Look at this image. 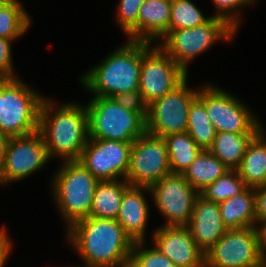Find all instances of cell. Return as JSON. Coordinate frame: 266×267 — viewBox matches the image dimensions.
<instances>
[{
  "instance_id": "obj_1",
  "label": "cell",
  "mask_w": 266,
  "mask_h": 267,
  "mask_svg": "<svg viewBox=\"0 0 266 267\" xmlns=\"http://www.w3.org/2000/svg\"><path fill=\"white\" fill-rule=\"evenodd\" d=\"M67 238L89 267L128 263L134 243L117 220L93 217L81 219L67 228Z\"/></svg>"
},
{
  "instance_id": "obj_2",
  "label": "cell",
  "mask_w": 266,
  "mask_h": 267,
  "mask_svg": "<svg viewBox=\"0 0 266 267\" xmlns=\"http://www.w3.org/2000/svg\"><path fill=\"white\" fill-rule=\"evenodd\" d=\"M39 132L43 135L49 157L79 160L89 140L86 107L76 103L56 107L53 101L44 98L39 113Z\"/></svg>"
},
{
  "instance_id": "obj_3",
  "label": "cell",
  "mask_w": 266,
  "mask_h": 267,
  "mask_svg": "<svg viewBox=\"0 0 266 267\" xmlns=\"http://www.w3.org/2000/svg\"><path fill=\"white\" fill-rule=\"evenodd\" d=\"M142 41L128 40L103 62L81 76L80 83L95 96L110 97L139 90Z\"/></svg>"
},
{
  "instance_id": "obj_4",
  "label": "cell",
  "mask_w": 266,
  "mask_h": 267,
  "mask_svg": "<svg viewBox=\"0 0 266 267\" xmlns=\"http://www.w3.org/2000/svg\"><path fill=\"white\" fill-rule=\"evenodd\" d=\"M52 179L53 196L69 228L89 217L94 191L99 182L78 160L64 161Z\"/></svg>"
},
{
  "instance_id": "obj_5",
  "label": "cell",
  "mask_w": 266,
  "mask_h": 267,
  "mask_svg": "<svg viewBox=\"0 0 266 267\" xmlns=\"http://www.w3.org/2000/svg\"><path fill=\"white\" fill-rule=\"evenodd\" d=\"M89 138L133 143L146 132V120L126 110L113 98L94 96L85 106Z\"/></svg>"
},
{
  "instance_id": "obj_6",
  "label": "cell",
  "mask_w": 266,
  "mask_h": 267,
  "mask_svg": "<svg viewBox=\"0 0 266 267\" xmlns=\"http://www.w3.org/2000/svg\"><path fill=\"white\" fill-rule=\"evenodd\" d=\"M236 32L227 21L213 15L206 23L197 27L169 31L161 39L159 46L187 73V66L192 59L218 39L230 41Z\"/></svg>"
},
{
  "instance_id": "obj_7",
  "label": "cell",
  "mask_w": 266,
  "mask_h": 267,
  "mask_svg": "<svg viewBox=\"0 0 266 267\" xmlns=\"http://www.w3.org/2000/svg\"><path fill=\"white\" fill-rule=\"evenodd\" d=\"M15 78L0 96V130L7 137L31 134L39 130L40 94Z\"/></svg>"
},
{
  "instance_id": "obj_8",
  "label": "cell",
  "mask_w": 266,
  "mask_h": 267,
  "mask_svg": "<svg viewBox=\"0 0 266 267\" xmlns=\"http://www.w3.org/2000/svg\"><path fill=\"white\" fill-rule=\"evenodd\" d=\"M142 41V65L139 91L148 106L177 87L187 73L157 45Z\"/></svg>"
},
{
  "instance_id": "obj_9",
  "label": "cell",
  "mask_w": 266,
  "mask_h": 267,
  "mask_svg": "<svg viewBox=\"0 0 266 267\" xmlns=\"http://www.w3.org/2000/svg\"><path fill=\"white\" fill-rule=\"evenodd\" d=\"M216 132L258 133L263 127L257 117L239 99L212 85L198 90Z\"/></svg>"
},
{
  "instance_id": "obj_10",
  "label": "cell",
  "mask_w": 266,
  "mask_h": 267,
  "mask_svg": "<svg viewBox=\"0 0 266 267\" xmlns=\"http://www.w3.org/2000/svg\"><path fill=\"white\" fill-rule=\"evenodd\" d=\"M49 159L43 135L39 130L24 136L10 137L0 159V183L6 185L29 177L40 170Z\"/></svg>"
},
{
  "instance_id": "obj_11",
  "label": "cell",
  "mask_w": 266,
  "mask_h": 267,
  "mask_svg": "<svg viewBox=\"0 0 266 267\" xmlns=\"http://www.w3.org/2000/svg\"><path fill=\"white\" fill-rule=\"evenodd\" d=\"M209 267H258L262 264L259 227L228 229L205 254Z\"/></svg>"
},
{
  "instance_id": "obj_12",
  "label": "cell",
  "mask_w": 266,
  "mask_h": 267,
  "mask_svg": "<svg viewBox=\"0 0 266 267\" xmlns=\"http://www.w3.org/2000/svg\"><path fill=\"white\" fill-rule=\"evenodd\" d=\"M187 77L172 91L147 106L146 132L158 137L186 132L189 109L198 91L188 88Z\"/></svg>"
},
{
  "instance_id": "obj_13",
  "label": "cell",
  "mask_w": 266,
  "mask_h": 267,
  "mask_svg": "<svg viewBox=\"0 0 266 267\" xmlns=\"http://www.w3.org/2000/svg\"><path fill=\"white\" fill-rule=\"evenodd\" d=\"M170 173L167 145L163 137L145 132L133 142L125 177L130 186L151 187Z\"/></svg>"
},
{
  "instance_id": "obj_14",
  "label": "cell",
  "mask_w": 266,
  "mask_h": 267,
  "mask_svg": "<svg viewBox=\"0 0 266 267\" xmlns=\"http://www.w3.org/2000/svg\"><path fill=\"white\" fill-rule=\"evenodd\" d=\"M154 204L165 216L162 226H186L192 217L194 204L199 195L183 174L170 173L150 187Z\"/></svg>"
},
{
  "instance_id": "obj_15",
  "label": "cell",
  "mask_w": 266,
  "mask_h": 267,
  "mask_svg": "<svg viewBox=\"0 0 266 267\" xmlns=\"http://www.w3.org/2000/svg\"><path fill=\"white\" fill-rule=\"evenodd\" d=\"M133 143L89 138L78 161L98 180H119L128 173Z\"/></svg>"
},
{
  "instance_id": "obj_16",
  "label": "cell",
  "mask_w": 266,
  "mask_h": 267,
  "mask_svg": "<svg viewBox=\"0 0 266 267\" xmlns=\"http://www.w3.org/2000/svg\"><path fill=\"white\" fill-rule=\"evenodd\" d=\"M154 246L177 267H203L205 254L186 226H161L153 235Z\"/></svg>"
},
{
  "instance_id": "obj_17",
  "label": "cell",
  "mask_w": 266,
  "mask_h": 267,
  "mask_svg": "<svg viewBox=\"0 0 266 267\" xmlns=\"http://www.w3.org/2000/svg\"><path fill=\"white\" fill-rule=\"evenodd\" d=\"M186 227L189 229L198 248L204 254H206L228 230L223 224L219 211V204L205 199L200 194L196 198L192 217Z\"/></svg>"
},
{
  "instance_id": "obj_18",
  "label": "cell",
  "mask_w": 266,
  "mask_h": 267,
  "mask_svg": "<svg viewBox=\"0 0 266 267\" xmlns=\"http://www.w3.org/2000/svg\"><path fill=\"white\" fill-rule=\"evenodd\" d=\"M143 190L145 192H151L150 187L140 186H130L124 192L119 214L116 219L133 242L145 241L149 206Z\"/></svg>"
},
{
  "instance_id": "obj_19",
  "label": "cell",
  "mask_w": 266,
  "mask_h": 267,
  "mask_svg": "<svg viewBox=\"0 0 266 267\" xmlns=\"http://www.w3.org/2000/svg\"><path fill=\"white\" fill-rule=\"evenodd\" d=\"M172 1L146 0L138 13V41L152 43L169 32Z\"/></svg>"
},
{
  "instance_id": "obj_20",
  "label": "cell",
  "mask_w": 266,
  "mask_h": 267,
  "mask_svg": "<svg viewBox=\"0 0 266 267\" xmlns=\"http://www.w3.org/2000/svg\"><path fill=\"white\" fill-rule=\"evenodd\" d=\"M236 170L246 187L256 188L266 185V138L264 128L251 139L240 166Z\"/></svg>"
},
{
  "instance_id": "obj_21",
  "label": "cell",
  "mask_w": 266,
  "mask_h": 267,
  "mask_svg": "<svg viewBox=\"0 0 266 267\" xmlns=\"http://www.w3.org/2000/svg\"><path fill=\"white\" fill-rule=\"evenodd\" d=\"M219 211L227 229L256 227L254 188L246 187L234 197L219 203Z\"/></svg>"
},
{
  "instance_id": "obj_22",
  "label": "cell",
  "mask_w": 266,
  "mask_h": 267,
  "mask_svg": "<svg viewBox=\"0 0 266 267\" xmlns=\"http://www.w3.org/2000/svg\"><path fill=\"white\" fill-rule=\"evenodd\" d=\"M129 187L126 180L99 181L94 191L89 217L116 220L122 197Z\"/></svg>"
},
{
  "instance_id": "obj_23",
  "label": "cell",
  "mask_w": 266,
  "mask_h": 267,
  "mask_svg": "<svg viewBox=\"0 0 266 267\" xmlns=\"http://www.w3.org/2000/svg\"><path fill=\"white\" fill-rule=\"evenodd\" d=\"M257 133L216 132L208 149L230 170H236L243 159L246 148Z\"/></svg>"
},
{
  "instance_id": "obj_24",
  "label": "cell",
  "mask_w": 266,
  "mask_h": 267,
  "mask_svg": "<svg viewBox=\"0 0 266 267\" xmlns=\"http://www.w3.org/2000/svg\"><path fill=\"white\" fill-rule=\"evenodd\" d=\"M229 170L209 150H201L190 166L184 171L183 175L189 184L197 192H200Z\"/></svg>"
},
{
  "instance_id": "obj_25",
  "label": "cell",
  "mask_w": 266,
  "mask_h": 267,
  "mask_svg": "<svg viewBox=\"0 0 266 267\" xmlns=\"http://www.w3.org/2000/svg\"><path fill=\"white\" fill-rule=\"evenodd\" d=\"M172 173L183 174L201 149L187 132L173 133L163 137Z\"/></svg>"
},
{
  "instance_id": "obj_26",
  "label": "cell",
  "mask_w": 266,
  "mask_h": 267,
  "mask_svg": "<svg viewBox=\"0 0 266 267\" xmlns=\"http://www.w3.org/2000/svg\"><path fill=\"white\" fill-rule=\"evenodd\" d=\"M186 132L201 150H208L216 136V130L207 115L204 104L196 98L189 109Z\"/></svg>"
},
{
  "instance_id": "obj_27",
  "label": "cell",
  "mask_w": 266,
  "mask_h": 267,
  "mask_svg": "<svg viewBox=\"0 0 266 267\" xmlns=\"http://www.w3.org/2000/svg\"><path fill=\"white\" fill-rule=\"evenodd\" d=\"M21 4L18 0H10L0 10V38L16 39L30 27L31 19Z\"/></svg>"
},
{
  "instance_id": "obj_28",
  "label": "cell",
  "mask_w": 266,
  "mask_h": 267,
  "mask_svg": "<svg viewBox=\"0 0 266 267\" xmlns=\"http://www.w3.org/2000/svg\"><path fill=\"white\" fill-rule=\"evenodd\" d=\"M246 188L237 170H229L215 182L207 185L199 194L217 204L234 197Z\"/></svg>"
},
{
  "instance_id": "obj_29",
  "label": "cell",
  "mask_w": 266,
  "mask_h": 267,
  "mask_svg": "<svg viewBox=\"0 0 266 267\" xmlns=\"http://www.w3.org/2000/svg\"><path fill=\"white\" fill-rule=\"evenodd\" d=\"M210 17H204L202 12L190 0H173L169 31L197 27L206 23Z\"/></svg>"
},
{
  "instance_id": "obj_30",
  "label": "cell",
  "mask_w": 266,
  "mask_h": 267,
  "mask_svg": "<svg viewBox=\"0 0 266 267\" xmlns=\"http://www.w3.org/2000/svg\"><path fill=\"white\" fill-rule=\"evenodd\" d=\"M144 241L133 243L129 263L132 267H177L169 258L156 247L145 249ZM144 248V250L142 249Z\"/></svg>"
},
{
  "instance_id": "obj_31",
  "label": "cell",
  "mask_w": 266,
  "mask_h": 267,
  "mask_svg": "<svg viewBox=\"0 0 266 267\" xmlns=\"http://www.w3.org/2000/svg\"><path fill=\"white\" fill-rule=\"evenodd\" d=\"M146 0H120L117 20L130 41H138V13L140 6Z\"/></svg>"
},
{
  "instance_id": "obj_32",
  "label": "cell",
  "mask_w": 266,
  "mask_h": 267,
  "mask_svg": "<svg viewBox=\"0 0 266 267\" xmlns=\"http://www.w3.org/2000/svg\"><path fill=\"white\" fill-rule=\"evenodd\" d=\"M256 0H213L216 6V13L214 16L219 17L227 21L235 30H238L240 18L236 12L240 7L246 6L247 4H253ZM233 12H235L233 14Z\"/></svg>"
},
{
  "instance_id": "obj_33",
  "label": "cell",
  "mask_w": 266,
  "mask_h": 267,
  "mask_svg": "<svg viewBox=\"0 0 266 267\" xmlns=\"http://www.w3.org/2000/svg\"><path fill=\"white\" fill-rule=\"evenodd\" d=\"M119 105L126 110L139 113L145 120L147 118V105L143 101L139 90L120 93L112 97Z\"/></svg>"
},
{
  "instance_id": "obj_34",
  "label": "cell",
  "mask_w": 266,
  "mask_h": 267,
  "mask_svg": "<svg viewBox=\"0 0 266 267\" xmlns=\"http://www.w3.org/2000/svg\"><path fill=\"white\" fill-rule=\"evenodd\" d=\"M12 41L11 39L0 38V76L17 78L13 74Z\"/></svg>"
},
{
  "instance_id": "obj_35",
  "label": "cell",
  "mask_w": 266,
  "mask_h": 267,
  "mask_svg": "<svg viewBox=\"0 0 266 267\" xmlns=\"http://www.w3.org/2000/svg\"><path fill=\"white\" fill-rule=\"evenodd\" d=\"M254 192L256 227H259L266 224V185L254 188Z\"/></svg>"
},
{
  "instance_id": "obj_36",
  "label": "cell",
  "mask_w": 266,
  "mask_h": 267,
  "mask_svg": "<svg viewBox=\"0 0 266 267\" xmlns=\"http://www.w3.org/2000/svg\"><path fill=\"white\" fill-rule=\"evenodd\" d=\"M11 240L5 227L0 229V267H4L8 254L11 252Z\"/></svg>"
},
{
  "instance_id": "obj_37",
  "label": "cell",
  "mask_w": 266,
  "mask_h": 267,
  "mask_svg": "<svg viewBox=\"0 0 266 267\" xmlns=\"http://www.w3.org/2000/svg\"><path fill=\"white\" fill-rule=\"evenodd\" d=\"M261 233V254L262 260H266V224L259 227Z\"/></svg>"
},
{
  "instance_id": "obj_38",
  "label": "cell",
  "mask_w": 266,
  "mask_h": 267,
  "mask_svg": "<svg viewBox=\"0 0 266 267\" xmlns=\"http://www.w3.org/2000/svg\"><path fill=\"white\" fill-rule=\"evenodd\" d=\"M13 77L0 76V96H3L4 89L14 80Z\"/></svg>"
},
{
  "instance_id": "obj_39",
  "label": "cell",
  "mask_w": 266,
  "mask_h": 267,
  "mask_svg": "<svg viewBox=\"0 0 266 267\" xmlns=\"http://www.w3.org/2000/svg\"><path fill=\"white\" fill-rule=\"evenodd\" d=\"M7 139L8 138L0 130V159L2 157L3 150L6 146Z\"/></svg>"
},
{
  "instance_id": "obj_40",
  "label": "cell",
  "mask_w": 266,
  "mask_h": 267,
  "mask_svg": "<svg viewBox=\"0 0 266 267\" xmlns=\"http://www.w3.org/2000/svg\"><path fill=\"white\" fill-rule=\"evenodd\" d=\"M10 0H0V10L9 2Z\"/></svg>"
},
{
  "instance_id": "obj_41",
  "label": "cell",
  "mask_w": 266,
  "mask_h": 267,
  "mask_svg": "<svg viewBox=\"0 0 266 267\" xmlns=\"http://www.w3.org/2000/svg\"><path fill=\"white\" fill-rule=\"evenodd\" d=\"M115 267H132V265L128 262L120 266H115Z\"/></svg>"
},
{
  "instance_id": "obj_42",
  "label": "cell",
  "mask_w": 266,
  "mask_h": 267,
  "mask_svg": "<svg viewBox=\"0 0 266 267\" xmlns=\"http://www.w3.org/2000/svg\"><path fill=\"white\" fill-rule=\"evenodd\" d=\"M262 265L266 267V260H262Z\"/></svg>"
}]
</instances>
